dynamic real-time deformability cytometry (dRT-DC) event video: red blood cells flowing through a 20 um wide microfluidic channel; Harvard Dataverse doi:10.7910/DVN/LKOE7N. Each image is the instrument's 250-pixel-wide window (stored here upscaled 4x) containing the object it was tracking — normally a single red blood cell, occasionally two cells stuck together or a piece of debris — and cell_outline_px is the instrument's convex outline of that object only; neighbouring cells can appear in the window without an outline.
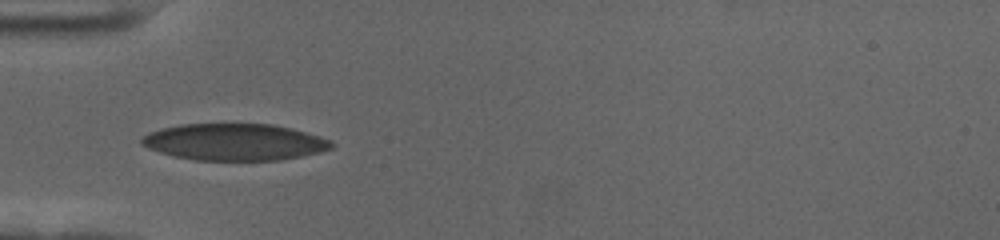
{"species": "human", "species_latin": "Homo sapiens", "temperature_condition": "cold", "stored_images_in_passage": 39, "camera_frame_rate_fps": 3000, "um_per_image_px": 0.085, "donor": {"sex": "female"}, "frame": {"image": 1, "passage_image": 1, "time_ms": 0.0, "image_size_px": [1000, 240], "cell_outline_px": [[336, 144], [332, 148], [320, 152], [280, 160], [196, 160], [172, 156], [148, 148], [140, 144], [140, 140], [148, 132], [180, 124], [272, 124], [320, 136], [332, 140]], "centroid_in_image_um": [19.93, 12.08], "position_along_channel_um": 65.1, "area_um2": 40.58}}
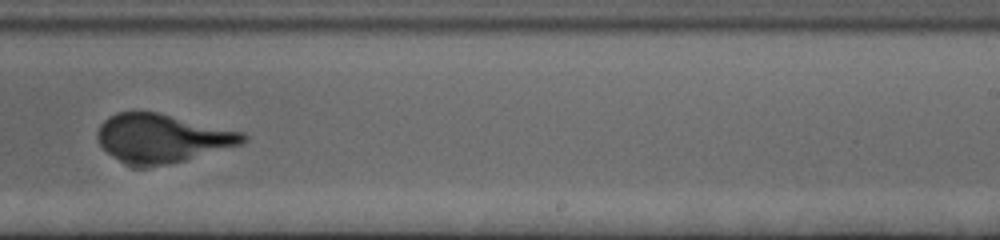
{"frame": {"image": 2, "passage_image": 19, "time_ms": 6.0, "image_size_px": [1000, 240], "cell_outline_px": [[248, 140], [240, 144], [184, 160], [168, 164], [128, 164], [112, 156], [100, 144], [96, 136], [96, 132], [100, 124], [108, 116], [116, 112], [160, 112], [244, 132], [248, 136]], "centroid_in_image_um": [13.78, 11.7], "position_along_channel_um": 275.2, "area_um2": 40.63}}
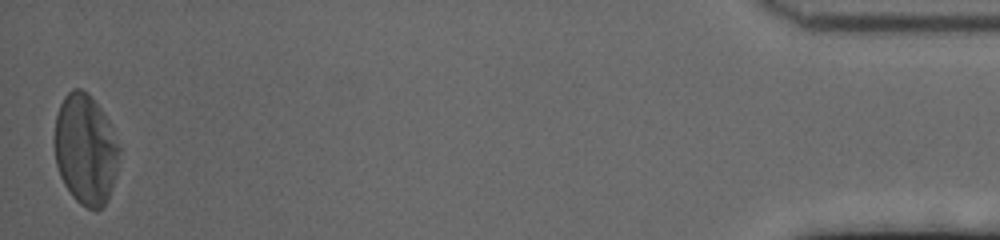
{"frame": {"image": 3, "passage_image": 39, "time_ms": 12.667, "image_size_px": [1000, 240], "cell_outline_px": [[120, 152], [116, 176], [108, 200], [96, 212], [80, 204], [72, 196], [64, 184], [60, 176], [56, 164], [56, 116], [60, 104], [64, 96], [72, 88], [80, 88], [88, 92], [100, 108], [108, 120], [112, 128], [120, 148]], "centroid_in_image_um": [7.29, 12.71], "position_along_channel_um": 427.9, "area_um2": 41.67}, "authors_computed_cell_mechanics": {"area_um2": 41.038, "velocity_mm_per_s": 3.5306, "shape_relaxation_time_tau1_ms": 5.0164, "shape_relaxation_time_tau2_ms": null, "deformation_change_tau1": 0.185, "deformation_change_tau2": null}}